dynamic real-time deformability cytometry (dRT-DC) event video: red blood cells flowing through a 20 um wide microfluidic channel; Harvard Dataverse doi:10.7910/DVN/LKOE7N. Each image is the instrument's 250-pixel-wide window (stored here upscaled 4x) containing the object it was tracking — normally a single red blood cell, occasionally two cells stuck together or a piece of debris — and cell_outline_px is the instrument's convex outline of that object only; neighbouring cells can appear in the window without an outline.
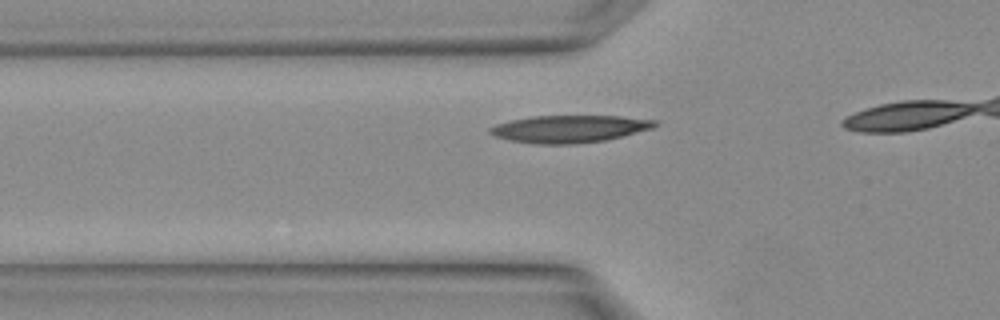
{"species": "Egyptian fruit bat (a non-hibernating species)", "species_latin": "Rousettus aegyptiacus", "temperature_condition": "warm", "stored_images_in_passage": 5, "camera_frame_rate_fps": 3000, "um_per_image_px": 0.085, "animal": {"sex": "female"}, "frame": {"image": 1, "passage_image": 4, "time_ms": 1.0, "image_size_px": [1000, 320], "cell_outline_px": [[660, 124], [652, 128], [604, 140], [572, 144], [532, 144], [508, 140], [496, 136], [488, 132], [488, 128], [496, 124], [512, 120], [532, 116], [620, 116], [656, 120]], "centroid_in_image_um": [48.36, 10.95], "position_along_channel_um": 77.4, "area_um2": 26.13}}